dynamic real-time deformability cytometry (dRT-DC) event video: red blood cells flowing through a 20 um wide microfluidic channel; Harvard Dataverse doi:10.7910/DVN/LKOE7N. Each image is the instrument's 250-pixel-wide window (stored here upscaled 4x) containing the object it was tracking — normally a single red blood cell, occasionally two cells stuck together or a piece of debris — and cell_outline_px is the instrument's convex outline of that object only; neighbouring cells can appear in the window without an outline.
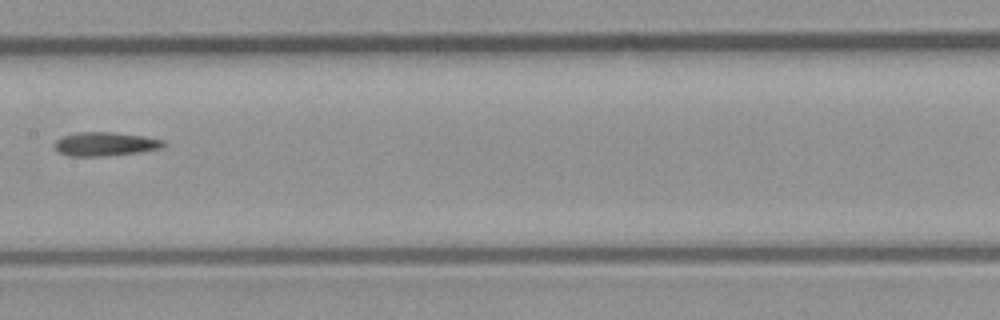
{"species": "common noctule bat (a hibernating species)", "species_latin": "Nyctalus noctula", "temperature_condition": "room temperature", "stored_images_in_passage": 9, "camera_frame_rate_fps": 3000, "um_per_image_px": 0.085, "animal": {"sex": "male", "body_mass_g": 23.1, "forearm_length_mm": 52.7}, "frame": {"image": 1, "passage_image": 8, "time_ms": 2.333, "image_size_px": [1000, 320], "cell_outline_px": [[168, 144], [164, 148], [140, 152], [104, 156], [68, 156], [56, 152], [56, 140], [64, 136], [76, 132], [112, 132], [144, 136], [164, 140]], "centroid_in_image_um": [8.99, 12.25], "position_along_channel_um": 198.4, "area_um2": 15.26}}
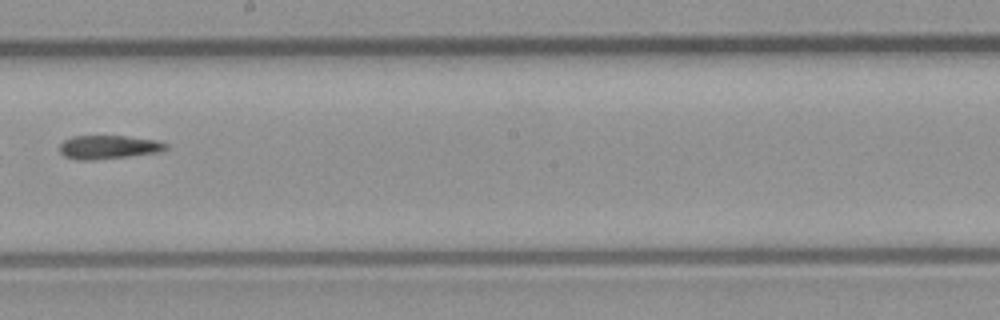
{"frame": {"image": 2, "passage_image": 9, "time_ms": 2.667, "image_size_px": [1000, 320], "cell_outline_px": [[168, 148], [160, 152], [128, 156], [92, 160], [76, 160], [64, 156], [60, 152], [60, 144], [64, 140], [72, 136], [124, 136], [156, 140], [168, 144]], "centroid_in_image_um": [9.21, 12.5], "position_along_channel_um": 239.0, "area_um2": 14.62}}